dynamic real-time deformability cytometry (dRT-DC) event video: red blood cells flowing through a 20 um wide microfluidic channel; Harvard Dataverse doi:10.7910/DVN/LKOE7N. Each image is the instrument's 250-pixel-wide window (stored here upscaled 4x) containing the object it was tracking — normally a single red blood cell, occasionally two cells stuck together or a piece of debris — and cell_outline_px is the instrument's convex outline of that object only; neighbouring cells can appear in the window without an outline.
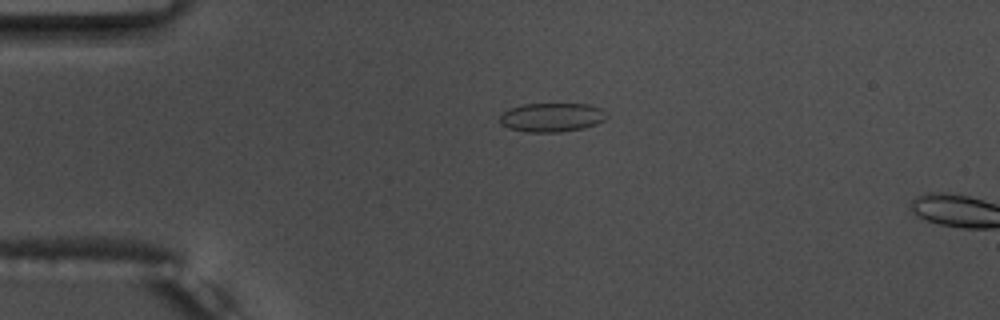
{"species": "common noctule bat (a hibernating species)", "species_latin": "Nyctalus noctula", "temperature_condition": "warm", "stored_images_in_passage": 5, "camera_frame_rate_fps": 3000, "um_per_image_px": 0.085, "animal": {"sex": "male", "body_mass_g": 17.5, "forearm_length_mm": 52.3}, "frame": {"image": 1, "passage_image": 2, "time_ms": 0.333, "image_size_px": [1000, 320], "cell_outline_px": [[608, 116], [604, 120], [596, 124], [584, 128], [560, 132], [524, 132], [508, 128], [500, 124], [500, 116], [508, 108], [524, 104], [592, 104], [604, 108], [608, 112]], "centroid_in_image_um": [46.94, 9.97], "position_along_channel_um": 38.1, "area_um2": 18.38}}